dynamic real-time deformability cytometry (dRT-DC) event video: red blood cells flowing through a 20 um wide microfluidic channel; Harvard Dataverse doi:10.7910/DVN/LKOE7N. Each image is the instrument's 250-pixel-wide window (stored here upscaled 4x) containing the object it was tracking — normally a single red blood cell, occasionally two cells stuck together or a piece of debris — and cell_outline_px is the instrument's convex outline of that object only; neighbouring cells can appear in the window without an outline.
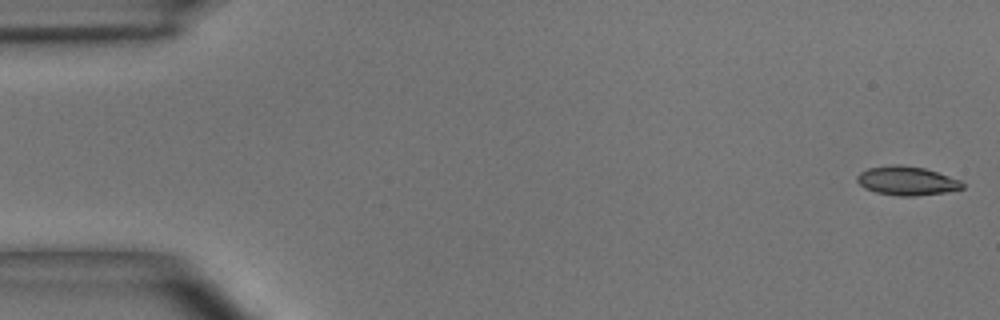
{"species": "common noctule bat (a hibernating species)", "species_latin": "Nyctalus noctula", "temperature_condition": "room temperature", "stored_images_in_passage": 49, "camera_frame_rate_fps": 3000, "um_per_image_px": 0.085, "animal": {"sex": "male", "body_mass_g": 15.6}, "frame": {"image": 1, "passage_image": 1, "time_ms": 0.0, "image_size_px": [1000, 320], "cell_outline_px": [[964, 188], [944, 192], [916, 196], [900, 196], [876, 192], [864, 188], [856, 180], [856, 176], [860, 172], [868, 168], [896, 164], [900, 164], [924, 168], [960, 180], [964, 184]], "centroid_in_image_um": [77.05, 15.37], "position_along_channel_um": 7.9, "area_um2": 17.63}}
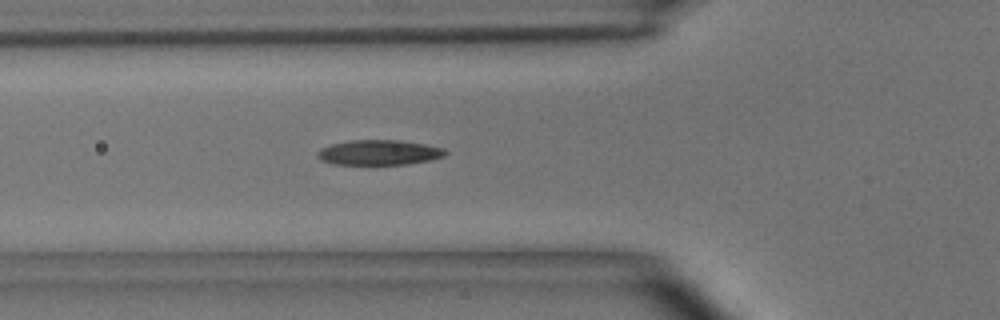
{"frame": {"image": 2, "passage_image": 17, "time_ms": 5.333, "image_size_px": [1000, 320], "cell_outline_px": [[448, 152], [444, 156], [428, 160], [408, 164], [332, 164], [320, 160], [316, 156], [316, 152], [320, 148], [332, 144], [352, 140], [400, 140], [424, 144], [444, 148]], "centroid_in_image_um": [32.18, 12.96], "position_along_channel_um": 93.6, "area_um2": 18.67}}
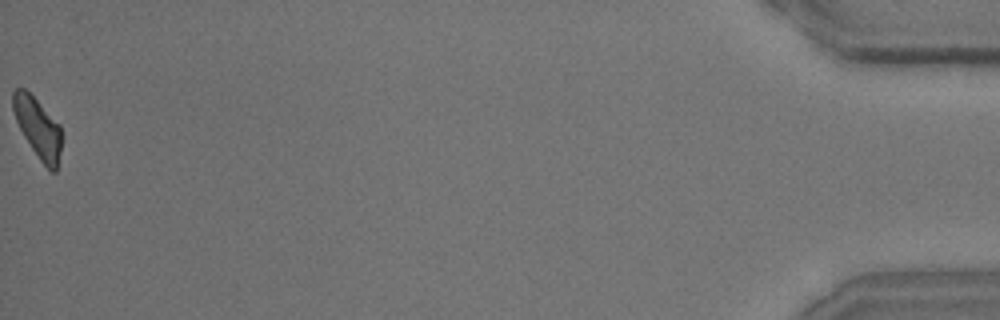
{"frame": {"image": 3, "passage_image": 49, "time_ms": 16.0, "image_size_px": [1000, 320], "cell_outline_px": [[60, 152], [56, 172], [52, 172], [40, 160], [24, 136], [16, 120], [12, 108], [12, 92], [16, 88], [24, 88], [60, 124]], "centroid_in_image_um": [3.2, 10.85], "position_along_channel_um": 432.0, "area_um2": 16.59}, "authors_computed_cell_mechanics": {"area_um2": 18.1492, "velocity_mm_per_s": 4.0785, "shape_relaxation_time_tau1_ms": 4.1469, "shape_relaxation_time_tau2_ms": 3.9684, "deformation_change_tau1": 0.1394, "deformation_change_tau2": 0.1268}}